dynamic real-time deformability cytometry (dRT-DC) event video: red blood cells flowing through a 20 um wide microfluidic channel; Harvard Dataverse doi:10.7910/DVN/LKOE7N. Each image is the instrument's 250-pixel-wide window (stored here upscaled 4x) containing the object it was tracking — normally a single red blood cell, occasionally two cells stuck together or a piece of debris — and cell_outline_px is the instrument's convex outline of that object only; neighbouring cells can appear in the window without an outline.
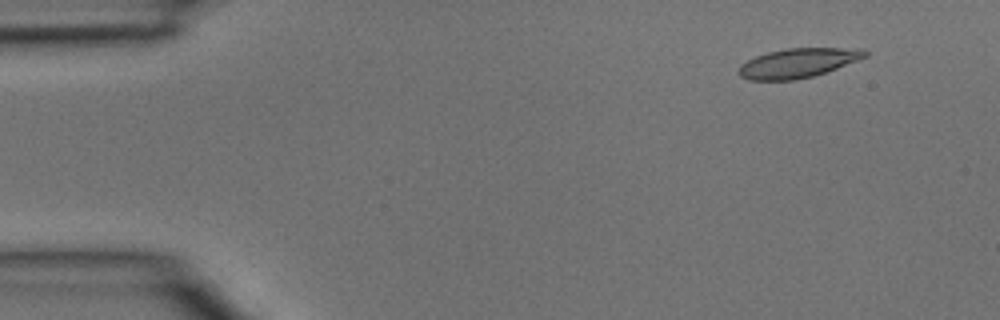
{"species": "common noctule bat (a hibernating species)", "species_latin": "Nyctalus noctula", "temperature_condition": "room temperature", "stored_images_in_passage": 4, "segment_of_instrument_passage": [1, 2], "camera_frame_rate_fps": 3000, "um_per_image_px": 0.085, "animal": {"sex": "male", "body_mass_g": 15.6}, "frame": {"image": 1, "passage_image": 1, "time_ms": 0.0, "image_size_px": [1000, 320], "cell_outline_px": [[868, 56], [836, 68], [812, 76], [796, 80], [748, 80], [740, 76], [740, 64], [756, 56], [768, 52], [788, 48], [864, 48], [868, 52]], "centroid_in_image_um": [67.84, 5.35], "position_along_channel_um": 17.2, "area_um2": 21.44}}
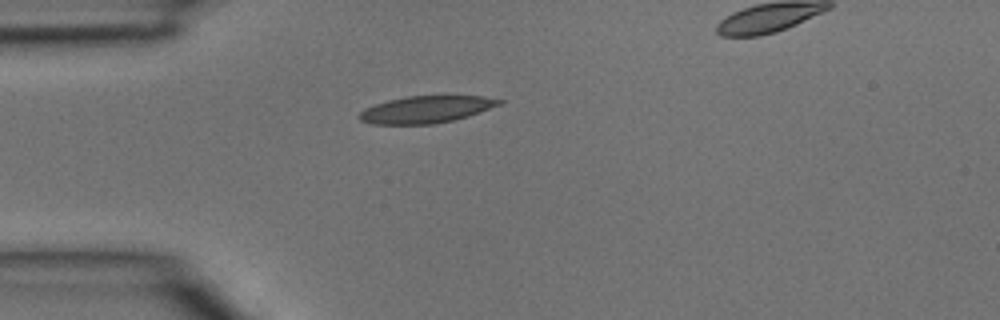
{"frame": {"image": 2, "passage_image": 3, "time_ms": 0.667, "image_size_px": [1000, 320], "cell_outline_px": [[504, 100], [500, 104], [468, 116], [452, 120], [432, 124], [372, 124], [360, 120], [356, 116], [364, 108], [388, 100], [404, 96], [484, 96]], "centroid_in_image_um": [36.17, 9.3], "position_along_channel_um": 48.8, "area_um2": 21.91}}